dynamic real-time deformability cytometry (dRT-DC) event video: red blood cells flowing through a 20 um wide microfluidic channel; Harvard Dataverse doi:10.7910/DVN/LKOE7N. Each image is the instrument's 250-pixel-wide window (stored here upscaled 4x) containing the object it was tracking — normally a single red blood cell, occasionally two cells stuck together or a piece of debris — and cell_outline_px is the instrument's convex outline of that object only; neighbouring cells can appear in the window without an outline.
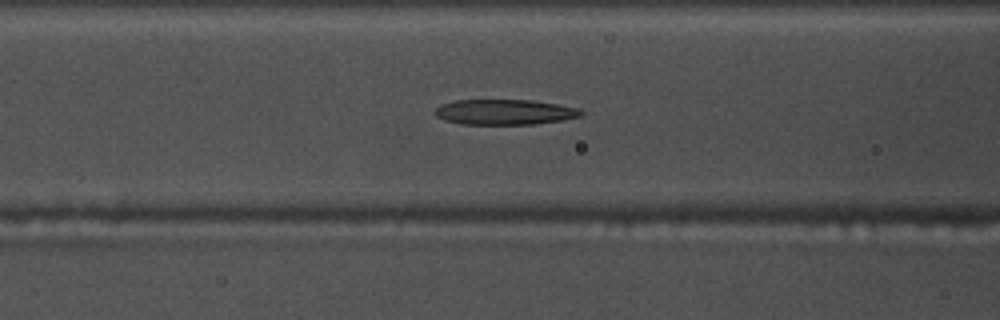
{"species": "common noctule bat (a hibernating species)", "species_latin": "Nyctalus noctula", "temperature_condition": "warm", "stored_images_in_passage": 53, "camera_frame_rate_fps": 3000, "um_per_image_px": 0.085, "animal": {"sex": "male", "body_mass_g": 17.5, "forearm_length_mm": 52.3}, "frame": {"image": 1, "passage_image": 20, "time_ms": 6.333, "image_size_px": [1000, 320], "cell_outline_px": [[584, 112], [580, 116], [564, 120], [532, 124], [464, 124], [444, 120], [436, 116], [432, 112], [440, 104], [452, 100], [528, 100], [556, 104], [580, 108]], "centroid_in_image_um": [42.86, 9.52], "position_along_channel_um": 123.7, "area_um2": 21.62}}
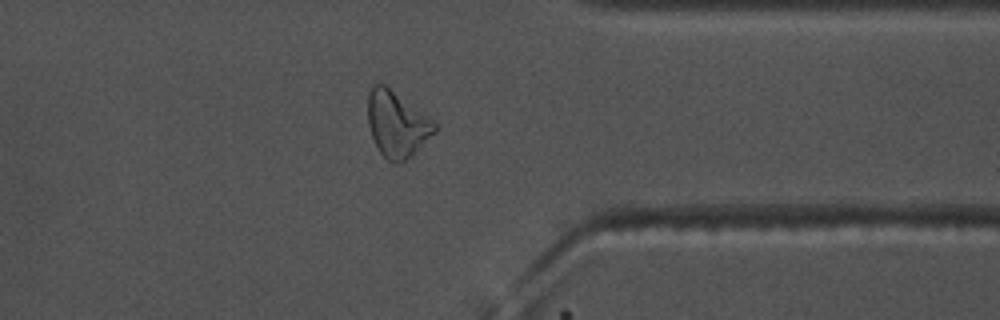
{"frame": {"image": 2, "passage_image": 41, "time_ms": 13.333, "image_size_px": [1000, 320], "cell_outline_px": [[436, 132], [400, 164], [396, 164], [388, 160], [380, 152], [372, 136], [368, 124], [368, 92], [372, 84], [384, 84], [432, 120], [436, 124]], "centroid_in_image_um": [33.7, 10.55], "position_along_channel_um": 377.7, "area_um2": 24.97}}
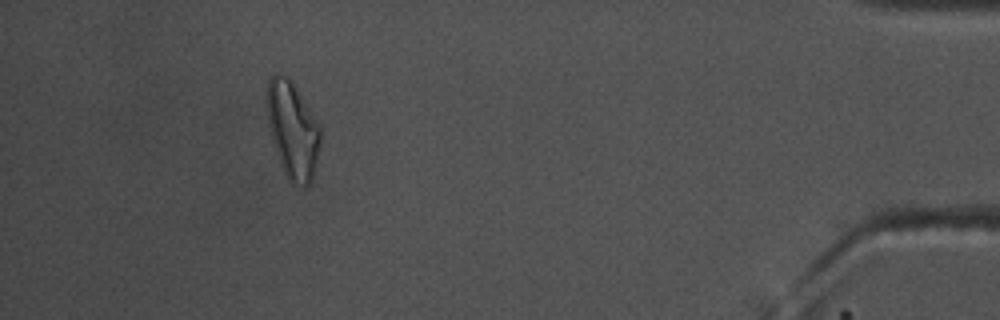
{"frame": {"image": 3, "passage_image": 48, "time_ms": 15.667, "image_size_px": [1000, 320], "cell_outline_px": [[320, 144], [316, 168], [308, 184], [292, 184], [288, 180], [284, 172], [276, 152], [272, 140], [268, 124], [264, 96], [264, 92], [268, 80], [276, 72], [288, 76], [292, 80], [320, 124]], "centroid_in_image_um": [24.84, 10.96], "position_along_channel_um": 410.4, "area_um2": 30.69}, "authors_computed_cell_mechanics": {"area_um2": 23.2356, "velocity_mm_per_s": 3.7463, "shape_relaxation_time_tau1_ms": null, "shape_relaxation_time_tau2_ms": 3.1662, "deformation_change_tau1": null, "deformation_change_tau2": 0.1514}}